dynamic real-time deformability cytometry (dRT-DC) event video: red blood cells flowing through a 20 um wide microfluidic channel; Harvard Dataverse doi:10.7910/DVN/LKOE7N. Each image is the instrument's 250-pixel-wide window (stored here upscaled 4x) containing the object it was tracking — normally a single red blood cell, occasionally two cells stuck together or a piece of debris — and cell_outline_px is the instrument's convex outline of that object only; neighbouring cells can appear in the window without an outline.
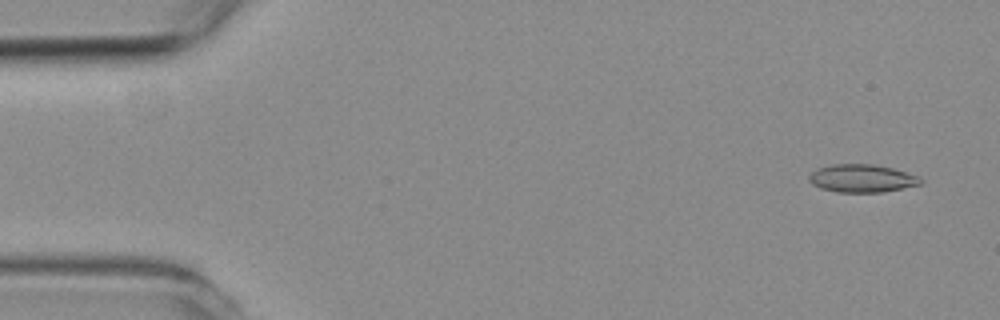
{"species": "common noctule bat (a hibernating species)", "species_latin": "Nyctalus noctula", "temperature_condition": "room temperature", "stored_images_in_passage": 56, "camera_frame_rate_fps": 3000, "um_per_image_px": 0.085, "animal": {"sex": "female", "body_mass_g": 19.3, "forearm_length_mm": 54.1}, "frame": {"image": 1, "passage_image": 3, "time_ms": 0.667, "image_size_px": [1000, 320], "cell_outline_px": [[924, 184], [884, 192], [836, 192], [820, 188], [812, 184], [808, 180], [808, 176], [816, 168], [832, 164], [872, 164], [892, 168], [908, 172], [920, 176], [924, 180]], "centroid_in_image_um": [73.3, 15.16], "position_along_channel_um": 11.7, "area_um2": 18.5}}
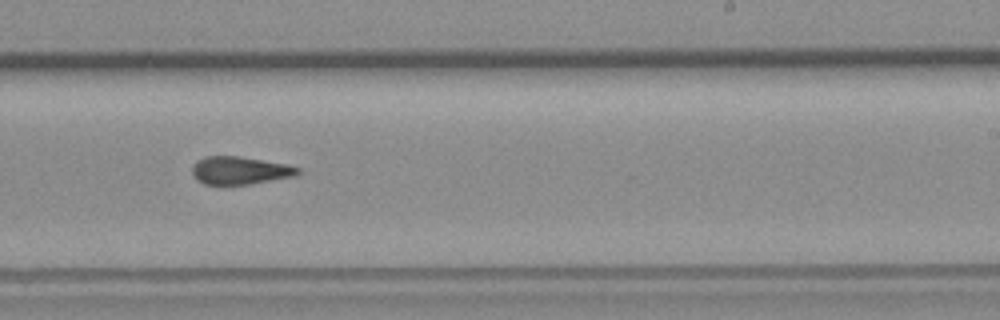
{"frame": {"image": 2, "passage_image": 34, "time_ms": 11.0, "image_size_px": [1000, 320], "cell_outline_px": [[300, 172], [296, 176], [252, 184], [204, 184], [196, 180], [192, 176], [192, 164], [196, 160], [204, 156], [240, 156], [288, 164], [300, 168]], "centroid_in_image_um": [20.38, 14.48], "position_along_channel_um": 268.6, "area_um2": 17.46}}
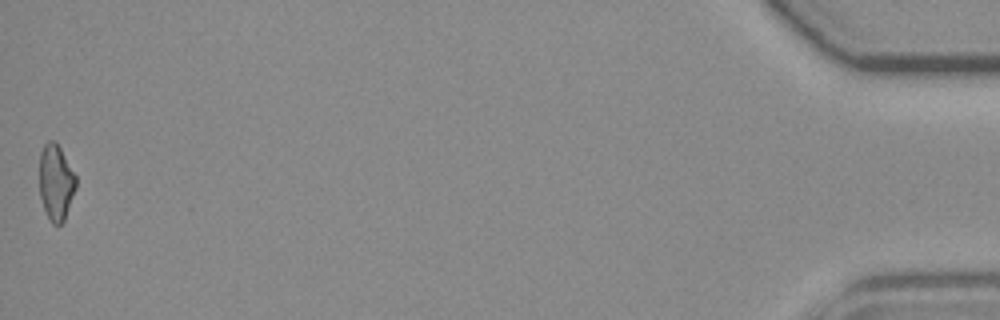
{"frame": {"image": 3, "passage_image": 56, "time_ms": 18.333, "image_size_px": [1000, 320], "cell_outline_px": [[76, 188], [64, 220], [60, 224], [52, 224], [44, 208], [40, 196], [40, 152], [44, 144], [48, 140], [56, 140], [76, 176]], "centroid_in_image_um": [4.75, 15.46], "position_along_channel_um": 430.4, "area_um2": 16.07}, "authors_computed_cell_mechanics": {"area_um2": 17.8024, "velocity_mm_per_s": 3.6454, "shape_relaxation_time_tau1_ms": null, "shape_relaxation_time_tau2_ms": 3.2579, "deformation_change_tau1": null, "deformation_change_tau2": 0.1161}}